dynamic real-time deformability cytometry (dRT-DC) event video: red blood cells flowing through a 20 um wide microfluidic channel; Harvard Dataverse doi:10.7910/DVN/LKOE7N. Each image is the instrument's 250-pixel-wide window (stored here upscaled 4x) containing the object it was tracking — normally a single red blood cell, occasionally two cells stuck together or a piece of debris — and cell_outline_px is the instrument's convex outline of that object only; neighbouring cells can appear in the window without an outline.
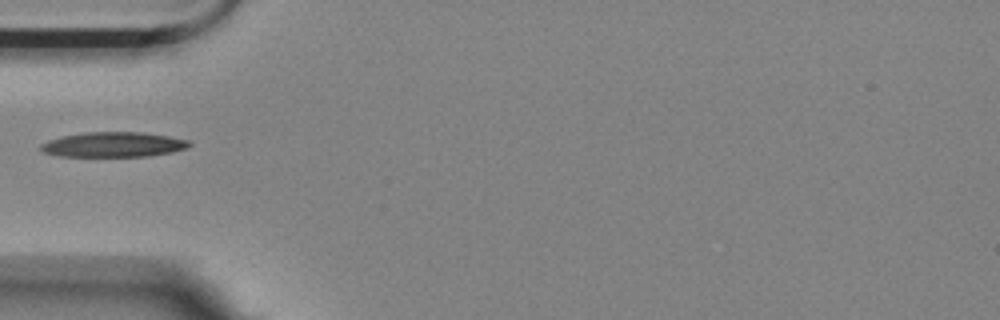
{"species": "Egyptian fruit bat (a non-hibernating species)", "species_latin": "Rousettus aegyptiacus", "temperature_condition": "room temperature", "stored_images_in_passage": 39, "camera_frame_rate_fps": 3000, "um_per_image_px": 0.085, "animal": {"sex": "female"}, "frame": {"image": 1, "passage_image": 1, "time_ms": 0.0, "image_size_px": [1000, 320], "cell_outline_px": [[192, 144], [184, 148], [172, 152], [148, 156], [60, 156], [44, 152], [40, 148], [40, 144], [48, 140], [60, 136], [84, 132], [140, 132], [168, 136], [188, 140]], "centroid_in_image_um": [9.6, 12.28], "position_along_channel_um": 75.4, "area_um2": 21.5}}
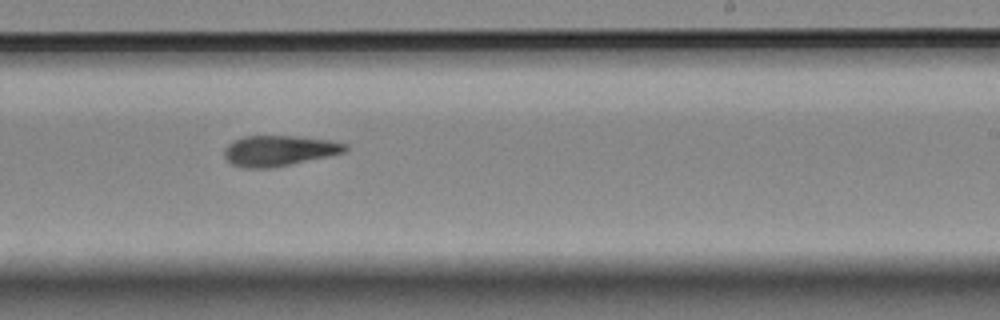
{"frame": {"image": 2, "passage_image": 17, "time_ms": 5.333, "image_size_px": [1000, 320], "cell_outline_px": [[348, 148], [344, 152], [328, 156], [272, 168], [244, 168], [232, 164], [224, 156], [224, 148], [232, 140], [244, 136], [296, 136], [332, 140], [348, 144]], "centroid_in_image_um": [23.71, 12.8], "position_along_channel_um": 265.3, "area_um2": 21.62}}
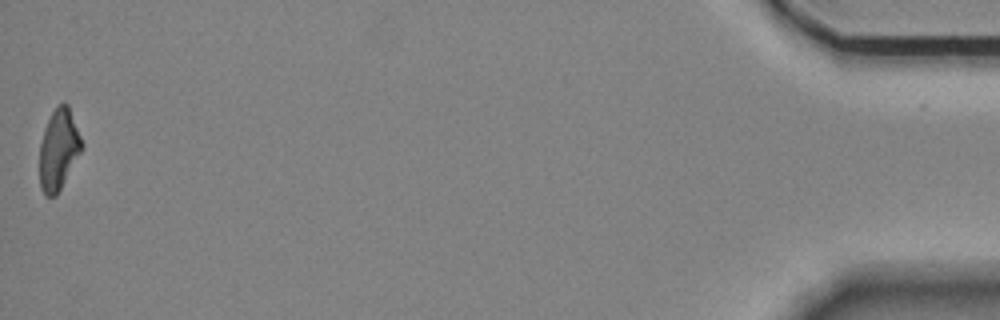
{"frame": {"image": 3, "passage_image": 39, "time_ms": 12.667, "image_size_px": [1000, 320], "cell_outline_px": [[84, 148], [56, 196], [44, 196], [40, 188], [40, 144], [44, 128], [52, 112], [60, 104], [68, 104], [84, 144]], "centroid_in_image_um": [5.0, 12.74], "position_along_channel_um": 430.2, "area_um2": 19.88}}